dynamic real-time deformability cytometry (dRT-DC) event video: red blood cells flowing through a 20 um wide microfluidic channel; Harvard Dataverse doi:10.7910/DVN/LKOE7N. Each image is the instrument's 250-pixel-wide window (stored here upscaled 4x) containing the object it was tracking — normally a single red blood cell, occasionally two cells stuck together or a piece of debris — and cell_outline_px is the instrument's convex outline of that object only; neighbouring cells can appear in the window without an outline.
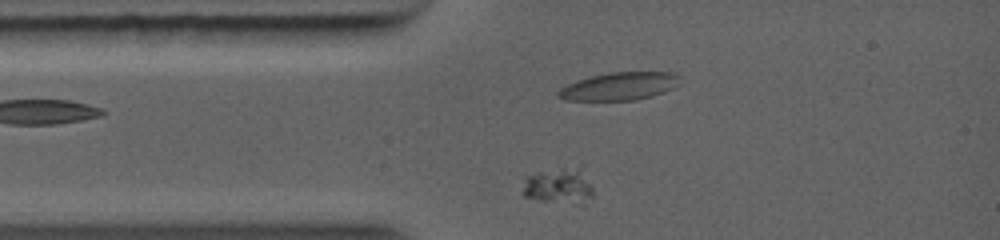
{"species": "common noctule bat (a hibernating species)", "species_latin": "Nyctalus noctula", "temperature_condition": "warm", "stored_images_in_passage": 41, "camera_frame_rate_fps": 5000, "um_per_image_px": 0.085, "animal": {"sex": "female", "body_mass_g": 19.0, "forearm_length_mm": 56.7}, "frame": {"image": 1, "passage_image": 1, "time_ms": 0.0, "image_size_px": [1000, 240], "cell_outline_px": [[592, 196], [584, 208], [540, 200], [524, 196], [524, 176], [540, 172], [584, 164], [592, 184]], "centroid_in_image_um": [47.65, 15.82], "position_along_channel_um": 37.4, "area_um2": 15.84}}
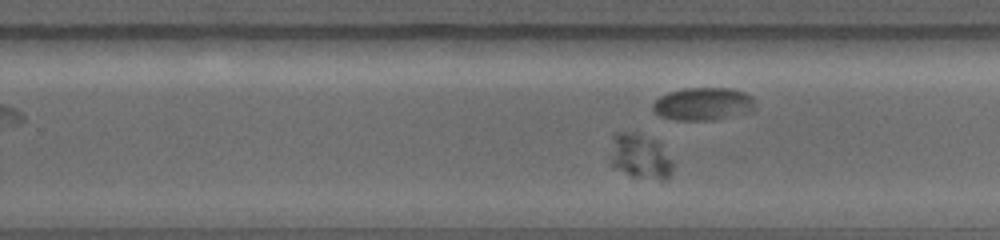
{"frame": {"image": 2, "passage_image": 29, "time_ms": 5.4, "image_size_px": [1000, 240], "cell_outline_px": [[672, 168], [668, 180], [660, 180], [632, 176], [616, 168], [612, 164], [612, 136], [616, 132], [636, 132], [656, 140], [660, 144], [672, 160]], "centroid_in_image_um": [54.44, 13.29], "position_along_channel_um": 275.4, "area_um2": 16.24}}
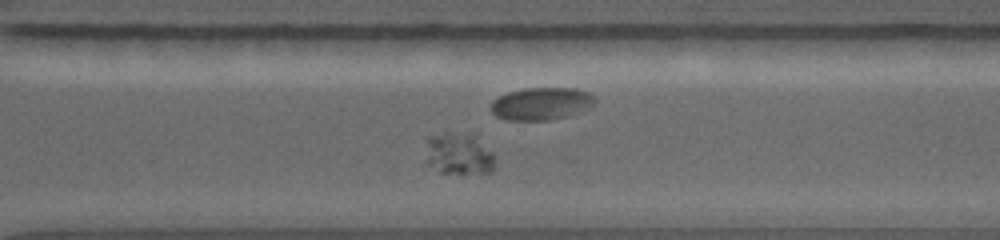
{"frame": {"image": 3, "passage_image": 34, "time_ms": 6.6, "image_size_px": [1000, 240], "cell_outline_px": [[496, 168], [492, 172], [440, 172], [428, 164], [424, 136], [448, 132], [476, 132], [496, 156]], "centroid_in_image_um": [39.04, 12.99], "position_along_channel_um": 331.6, "area_um2": 17.69}}